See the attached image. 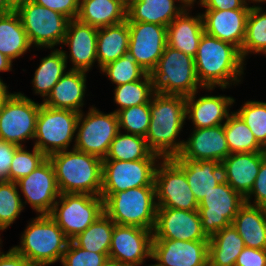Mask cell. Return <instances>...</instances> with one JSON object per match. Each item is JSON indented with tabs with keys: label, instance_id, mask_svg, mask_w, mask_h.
I'll return each instance as SVG.
<instances>
[{
	"label": "cell",
	"instance_id": "obj_58",
	"mask_svg": "<svg viewBox=\"0 0 266 266\" xmlns=\"http://www.w3.org/2000/svg\"><path fill=\"white\" fill-rule=\"evenodd\" d=\"M5 100L6 99H0V114H1V111H2V108H3Z\"/></svg>",
	"mask_w": 266,
	"mask_h": 266
},
{
	"label": "cell",
	"instance_id": "obj_43",
	"mask_svg": "<svg viewBox=\"0 0 266 266\" xmlns=\"http://www.w3.org/2000/svg\"><path fill=\"white\" fill-rule=\"evenodd\" d=\"M236 113L250 128L256 140L266 146V102L247 101Z\"/></svg>",
	"mask_w": 266,
	"mask_h": 266
},
{
	"label": "cell",
	"instance_id": "obj_39",
	"mask_svg": "<svg viewBox=\"0 0 266 266\" xmlns=\"http://www.w3.org/2000/svg\"><path fill=\"white\" fill-rule=\"evenodd\" d=\"M251 52L266 55V12L261 6H252L246 23V34L240 53L245 61Z\"/></svg>",
	"mask_w": 266,
	"mask_h": 266
},
{
	"label": "cell",
	"instance_id": "obj_5",
	"mask_svg": "<svg viewBox=\"0 0 266 266\" xmlns=\"http://www.w3.org/2000/svg\"><path fill=\"white\" fill-rule=\"evenodd\" d=\"M155 187H138L111 194L104 201V212L117 225L154 230L157 201Z\"/></svg>",
	"mask_w": 266,
	"mask_h": 266
},
{
	"label": "cell",
	"instance_id": "obj_23",
	"mask_svg": "<svg viewBox=\"0 0 266 266\" xmlns=\"http://www.w3.org/2000/svg\"><path fill=\"white\" fill-rule=\"evenodd\" d=\"M265 159L264 152H243L229 154L222 162L223 180L246 198Z\"/></svg>",
	"mask_w": 266,
	"mask_h": 266
},
{
	"label": "cell",
	"instance_id": "obj_30",
	"mask_svg": "<svg viewBox=\"0 0 266 266\" xmlns=\"http://www.w3.org/2000/svg\"><path fill=\"white\" fill-rule=\"evenodd\" d=\"M77 19L97 29L127 20V7L118 0H80Z\"/></svg>",
	"mask_w": 266,
	"mask_h": 266
},
{
	"label": "cell",
	"instance_id": "obj_42",
	"mask_svg": "<svg viewBox=\"0 0 266 266\" xmlns=\"http://www.w3.org/2000/svg\"><path fill=\"white\" fill-rule=\"evenodd\" d=\"M119 130H127L128 134H135L145 137L149 130L151 113L150 104L132 106L123 110H118Z\"/></svg>",
	"mask_w": 266,
	"mask_h": 266
},
{
	"label": "cell",
	"instance_id": "obj_35",
	"mask_svg": "<svg viewBox=\"0 0 266 266\" xmlns=\"http://www.w3.org/2000/svg\"><path fill=\"white\" fill-rule=\"evenodd\" d=\"M67 58L65 51L54 49L47 57L41 59L32 80L36 94L47 98L53 87L65 74Z\"/></svg>",
	"mask_w": 266,
	"mask_h": 266
},
{
	"label": "cell",
	"instance_id": "obj_44",
	"mask_svg": "<svg viewBox=\"0 0 266 266\" xmlns=\"http://www.w3.org/2000/svg\"><path fill=\"white\" fill-rule=\"evenodd\" d=\"M24 147L20 146L15 151L9 171V181L17 182L26 177L48 158L35 146L32 152L25 150Z\"/></svg>",
	"mask_w": 266,
	"mask_h": 266
},
{
	"label": "cell",
	"instance_id": "obj_37",
	"mask_svg": "<svg viewBox=\"0 0 266 266\" xmlns=\"http://www.w3.org/2000/svg\"><path fill=\"white\" fill-rule=\"evenodd\" d=\"M224 123V132L230 154L243 152H263V146L256 140L243 119L231 112Z\"/></svg>",
	"mask_w": 266,
	"mask_h": 266
},
{
	"label": "cell",
	"instance_id": "obj_33",
	"mask_svg": "<svg viewBox=\"0 0 266 266\" xmlns=\"http://www.w3.org/2000/svg\"><path fill=\"white\" fill-rule=\"evenodd\" d=\"M31 46L17 12L0 15V52L13 60L22 56Z\"/></svg>",
	"mask_w": 266,
	"mask_h": 266
},
{
	"label": "cell",
	"instance_id": "obj_16",
	"mask_svg": "<svg viewBox=\"0 0 266 266\" xmlns=\"http://www.w3.org/2000/svg\"><path fill=\"white\" fill-rule=\"evenodd\" d=\"M153 231L138 226L114 225L108 259L139 266L151 258Z\"/></svg>",
	"mask_w": 266,
	"mask_h": 266
},
{
	"label": "cell",
	"instance_id": "obj_47",
	"mask_svg": "<svg viewBox=\"0 0 266 266\" xmlns=\"http://www.w3.org/2000/svg\"><path fill=\"white\" fill-rule=\"evenodd\" d=\"M251 195H254V204H251ZM245 202L254 205L266 207V159H264L260 165L259 173L254 181L253 187L245 198Z\"/></svg>",
	"mask_w": 266,
	"mask_h": 266
},
{
	"label": "cell",
	"instance_id": "obj_26",
	"mask_svg": "<svg viewBox=\"0 0 266 266\" xmlns=\"http://www.w3.org/2000/svg\"><path fill=\"white\" fill-rule=\"evenodd\" d=\"M86 89V72L81 70L67 71L53 87L43 105L55 109H68L82 112Z\"/></svg>",
	"mask_w": 266,
	"mask_h": 266
},
{
	"label": "cell",
	"instance_id": "obj_40",
	"mask_svg": "<svg viewBox=\"0 0 266 266\" xmlns=\"http://www.w3.org/2000/svg\"><path fill=\"white\" fill-rule=\"evenodd\" d=\"M16 182H0V231L7 229L23 211Z\"/></svg>",
	"mask_w": 266,
	"mask_h": 266
},
{
	"label": "cell",
	"instance_id": "obj_36",
	"mask_svg": "<svg viewBox=\"0 0 266 266\" xmlns=\"http://www.w3.org/2000/svg\"><path fill=\"white\" fill-rule=\"evenodd\" d=\"M115 222L104 212L72 241L82 249L109 253Z\"/></svg>",
	"mask_w": 266,
	"mask_h": 266
},
{
	"label": "cell",
	"instance_id": "obj_21",
	"mask_svg": "<svg viewBox=\"0 0 266 266\" xmlns=\"http://www.w3.org/2000/svg\"><path fill=\"white\" fill-rule=\"evenodd\" d=\"M249 11L250 9L205 10L201 14L204 32L241 50Z\"/></svg>",
	"mask_w": 266,
	"mask_h": 266
},
{
	"label": "cell",
	"instance_id": "obj_31",
	"mask_svg": "<svg viewBox=\"0 0 266 266\" xmlns=\"http://www.w3.org/2000/svg\"><path fill=\"white\" fill-rule=\"evenodd\" d=\"M244 248L242 237L230 224L209 238L208 266H235L236 259Z\"/></svg>",
	"mask_w": 266,
	"mask_h": 266
},
{
	"label": "cell",
	"instance_id": "obj_46",
	"mask_svg": "<svg viewBox=\"0 0 266 266\" xmlns=\"http://www.w3.org/2000/svg\"><path fill=\"white\" fill-rule=\"evenodd\" d=\"M33 2L58 12L70 20L77 19L80 0H32Z\"/></svg>",
	"mask_w": 266,
	"mask_h": 266
},
{
	"label": "cell",
	"instance_id": "obj_38",
	"mask_svg": "<svg viewBox=\"0 0 266 266\" xmlns=\"http://www.w3.org/2000/svg\"><path fill=\"white\" fill-rule=\"evenodd\" d=\"M155 93L154 84L150 74H146L142 79L115 87L114 101L119 105L118 110H123L141 104H150V100Z\"/></svg>",
	"mask_w": 266,
	"mask_h": 266
},
{
	"label": "cell",
	"instance_id": "obj_4",
	"mask_svg": "<svg viewBox=\"0 0 266 266\" xmlns=\"http://www.w3.org/2000/svg\"><path fill=\"white\" fill-rule=\"evenodd\" d=\"M69 241L50 215H38L22 234L21 245L13 249L34 266H47L61 262Z\"/></svg>",
	"mask_w": 266,
	"mask_h": 266
},
{
	"label": "cell",
	"instance_id": "obj_52",
	"mask_svg": "<svg viewBox=\"0 0 266 266\" xmlns=\"http://www.w3.org/2000/svg\"><path fill=\"white\" fill-rule=\"evenodd\" d=\"M12 60L0 52V72H8L11 70Z\"/></svg>",
	"mask_w": 266,
	"mask_h": 266
},
{
	"label": "cell",
	"instance_id": "obj_54",
	"mask_svg": "<svg viewBox=\"0 0 266 266\" xmlns=\"http://www.w3.org/2000/svg\"><path fill=\"white\" fill-rule=\"evenodd\" d=\"M8 87L5 83L0 79V99H6L11 93H8Z\"/></svg>",
	"mask_w": 266,
	"mask_h": 266
},
{
	"label": "cell",
	"instance_id": "obj_9",
	"mask_svg": "<svg viewBox=\"0 0 266 266\" xmlns=\"http://www.w3.org/2000/svg\"><path fill=\"white\" fill-rule=\"evenodd\" d=\"M80 113L73 148L105 159L111 142L119 130L118 116L114 111L104 114L92 107L84 116ZM80 127V128H79Z\"/></svg>",
	"mask_w": 266,
	"mask_h": 266
},
{
	"label": "cell",
	"instance_id": "obj_32",
	"mask_svg": "<svg viewBox=\"0 0 266 266\" xmlns=\"http://www.w3.org/2000/svg\"><path fill=\"white\" fill-rule=\"evenodd\" d=\"M128 45L129 26L127 21L99 28L97 34V62L100 69L128 54Z\"/></svg>",
	"mask_w": 266,
	"mask_h": 266
},
{
	"label": "cell",
	"instance_id": "obj_34",
	"mask_svg": "<svg viewBox=\"0 0 266 266\" xmlns=\"http://www.w3.org/2000/svg\"><path fill=\"white\" fill-rule=\"evenodd\" d=\"M161 157L153 153L145 137L135 134H122L119 131L110 144L109 151L103 160L135 161L157 160Z\"/></svg>",
	"mask_w": 266,
	"mask_h": 266
},
{
	"label": "cell",
	"instance_id": "obj_51",
	"mask_svg": "<svg viewBox=\"0 0 266 266\" xmlns=\"http://www.w3.org/2000/svg\"><path fill=\"white\" fill-rule=\"evenodd\" d=\"M0 266H34L13 248L5 254L0 251Z\"/></svg>",
	"mask_w": 266,
	"mask_h": 266
},
{
	"label": "cell",
	"instance_id": "obj_56",
	"mask_svg": "<svg viewBox=\"0 0 266 266\" xmlns=\"http://www.w3.org/2000/svg\"><path fill=\"white\" fill-rule=\"evenodd\" d=\"M104 266H126V265L108 260Z\"/></svg>",
	"mask_w": 266,
	"mask_h": 266
},
{
	"label": "cell",
	"instance_id": "obj_7",
	"mask_svg": "<svg viewBox=\"0 0 266 266\" xmlns=\"http://www.w3.org/2000/svg\"><path fill=\"white\" fill-rule=\"evenodd\" d=\"M80 113L68 109H55L43 104L36 120L35 147L47 157L68 150L75 136Z\"/></svg>",
	"mask_w": 266,
	"mask_h": 266
},
{
	"label": "cell",
	"instance_id": "obj_45",
	"mask_svg": "<svg viewBox=\"0 0 266 266\" xmlns=\"http://www.w3.org/2000/svg\"><path fill=\"white\" fill-rule=\"evenodd\" d=\"M108 254L90 252L70 240L61 263L63 266H104L109 260Z\"/></svg>",
	"mask_w": 266,
	"mask_h": 266
},
{
	"label": "cell",
	"instance_id": "obj_49",
	"mask_svg": "<svg viewBox=\"0 0 266 266\" xmlns=\"http://www.w3.org/2000/svg\"><path fill=\"white\" fill-rule=\"evenodd\" d=\"M235 266H266V250L245 247L238 255Z\"/></svg>",
	"mask_w": 266,
	"mask_h": 266
},
{
	"label": "cell",
	"instance_id": "obj_19",
	"mask_svg": "<svg viewBox=\"0 0 266 266\" xmlns=\"http://www.w3.org/2000/svg\"><path fill=\"white\" fill-rule=\"evenodd\" d=\"M209 240L152 239L154 266H208Z\"/></svg>",
	"mask_w": 266,
	"mask_h": 266
},
{
	"label": "cell",
	"instance_id": "obj_11",
	"mask_svg": "<svg viewBox=\"0 0 266 266\" xmlns=\"http://www.w3.org/2000/svg\"><path fill=\"white\" fill-rule=\"evenodd\" d=\"M158 160H103L101 198L138 187H155L154 176Z\"/></svg>",
	"mask_w": 266,
	"mask_h": 266
},
{
	"label": "cell",
	"instance_id": "obj_14",
	"mask_svg": "<svg viewBox=\"0 0 266 266\" xmlns=\"http://www.w3.org/2000/svg\"><path fill=\"white\" fill-rule=\"evenodd\" d=\"M244 203L245 198L223 180L199 202L198 212L205 234L210 238L232 224Z\"/></svg>",
	"mask_w": 266,
	"mask_h": 266
},
{
	"label": "cell",
	"instance_id": "obj_29",
	"mask_svg": "<svg viewBox=\"0 0 266 266\" xmlns=\"http://www.w3.org/2000/svg\"><path fill=\"white\" fill-rule=\"evenodd\" d=\"M232 225L242 237L245 247L266 250V207L245 202Z\"/></svg>",
	"mask_w": 266,
	"mask_h": 266
},
{
	"label": "cell",
	"instance_id": "obj_27",
	"mask_svg": "<svg viewBox=\"0 0 266 266\" xmlns=\"http://www.w3.org/2000/svg\"><path fill=\"white\" fill-rule=\"evenodd\" d=\"M188 10L185 8L167 26V45L195 58L204 25L201 14L192 17Z\"/></svg>",
	"mask_w": 266,
	"mask_h": 266
},
{
	"label": "cell",
	"instance_id": "obj_24",
	"mask_svg": "<svg viewBox=\"0 0 266 266\" xmlns=\"http://www.w3.org/2000/svg\"><path fill=\"white\" fill-rule=\"evenodd\" d=\"M170 159L185 173L198 203L223 181L222 166L216 160Z\"/></svg>",
	"mask_w": 266,
	"mask_h": 266
},
{
	"label": "cell",
	"instance_id": "obj_60",
	"mask_svg": "<svg viewBox=\"0 0 266 266\" xmlns=\"http://www.w3.org/2000/svg\"><path fill=\"white\" fill-rule=\"evenodd\" d=\"M252 2H258V3H260V2H266V0H251Z\"/></svg>",
	"mask_w": 266,
	"mask_h": 266
},
{
	"label": "cell",
	"instance_id": "obj_1",
	"mask_svg": "<svg viewBox=\"0 0 266 266\" xmlns=\"http://www.w3.org/2000/svg\"><path fill=\"white\" fill-rule=\"evenodd\" d=\"M195 61L196 76L201 87L210 90L216 85L221 89L231 82L239 83L243 74L244 60L240 50L223 40L204 32L200 38Z\"/></svg>",
	"mask_w": 266,
	"mask_h": 266
},
{
	"label": "cell",
	"instance_id": "obj_28",
	"mask_svg": "<svg viewBox=\"0 0 266 266\" xmlns=\"http://www.w3.org/2000/svg\"><path fill=\"white\" fill-rule=\"evenodd\" d=\"M133 0L127 7V22H146L168 26L185 8L186 0ZM184 3V4H183Z\"/></svg>",
	"mask_w": 266,
	"mask_h": 266
},
{
	"label": "cell",
	"instance_id": "obj_15",
	"mask_svg": "<svg viewBox=\"0 0 266 266\" xmlns=\"http://www.w3.org/2000/svg\"><path fill=\"white\" fill-rule=\"evenodd\" d=\"M128 26V54L150 74L167 46V27L146 22H128Z\"/></svg>",
	"mask_w": 266,
	"mask_h": 266
},
{
	"label": "cell",
	"instance_id": "obj_55",
	"mask_svg": "<svg viewBox=\"0 0 266 266\" xmlns=\"http://www.w3.org/2000/svg\"><path fill=\"white\" fill-rule=\"evenodd\" d=\"M12 10L6 5L5 0H0V15L7 14Z\"/></svg>",
	"mask_w": 266,
	"mask_h": 266
},
{
	"label": "cell",
	"instance_id": "obj_57",
	"mask_svg": "<svg viewBox=\"0 0 266 266\" xmlns=\"http://www.w3.org/2000/svg\"><path fill=\"white\" fill-rule=\"evenodd\" d=\"M118 1H120L126 7H128L133 0H118Z\"/></svg>",
	"mask_w": 266,
	"mask_h": 266
},
{
	"label": "cell",
	"instance_id": "obj_18",
	"mask_svg": "<svg viewBox=\"0 0 266 266\" xmlns=\"http://www.w3.org/2000/svg\"><path fill=\"white\" fill-rule=\"evenodd\" d=\"M153 239L199 241L209 237L203 231L198 210L157 208Z\"/></svg>",
	"mask_w": 266,
	"mask_h": 266
},
{
	"label": "cell",
	"instance_id": "obj_53",
	"mask_svg": "<svg viewBox=\"0 0 266 266\" xmlns=\"http://www.w3.org/2000/svg\"><path fill=\"white\" fill-rule=\"evenodd\" d=\"M30 0H5L6 5L12 10L17 11L20 7L24 6Z\"/></svg>",
	"mask_w": 266,
	"mask_h": 266
},
{
	"label": "cell",
	"instance_id": "obj_41",
	"mask_svg": "<svg viewBox=\"0 0 266 266\" xmlns=\"http://www.w3.org/2000/svg\"><path fill=\"white\" fill-rule=\"evenodd\" d=\"M101 71L117 86L138 81L147 74L129 54L106 64Z\"/></svg>",
	"mask_w": 266,
	"mask_h": 266
},
{
	"label": "cell",
	"instance_id": "obj_10",
	"mask_svg": "<svg viewBox=\"0 0 266 266\" xmlns=\"http://www.w3.org/2000/svg\"><path fill=\"white\" fill-rule=\"evenodd\" d=\"M31 45L53 48L62 43L70 19L32 0L17 11Z\"/></svg>",
	"mask_w": 266,
	"mask_h": 266
},
{
	"label": "cell",
	"instance_id": "obj_6",
	"mask_svg": "<svg viewBox=\"0 0 266 266\" xmlns=\"http://www.w3.org/2000/svg\"><path fill=\"white\" fill-rule=\"evenodd\" d=\"M150 75L155 92L160 94L187 97L201 86L194 58L168 45Z\"/></svg>",
	"mask_w": 266,
	"mask_h": 266
},
{
	"label": "cell",
	"instance_id": "obj_22",
	"mask_svg": "<svg viewBox=\"0 0 266 266\" xmlns=\"http://www.w3.org/2000/svg\"><path fill=\"white\" fill-rule=\"evenodd\" d=\"M98 29L80 22L78 19L69 21L65 38L61 44L70 47L71 70L88 72L97 60Z\"/></svg>",
	"mask_w": 266,
	"mask_h": 266
},
{
	"label": "cell",
	"instance_id": "obj_61",
	"mask_svg": "<svg viewBox=\"0 0 266 266\" xmlns=\"http://www.w3.org/2000/svg\"><path fill=\"white\" fill-rule=\"evenodd\" d=\"M263 152H264L265 159H266V146L263 148Z\"/></svg>",
	"mask_w": 266,
	"mask_h": 266
},
{
	"label": "cell",
	"instance_id": "obj_59",
	"mask_svg": "<svg viewBox=\"0 0 266 266\" xmlns=\"http://www.w3.org/2000/svg\"><path fill=\"white\" fill-rule=\"evenodd\" d=\"M186 1L188 2L189 6H191L190 8H192L196 0H186Z\"/></svg>",
	"mask_w": 266,
	"mask_h": 266
},
{
	"label": "cell",
	"instance_id": "obj_13",
	"mask_svg": "<svg viewBox=\"0 0 266 266\" xmlns=\"http://www.w3.org/2000/svg\"><path fill=\"white\" fill-rule=\"evenodd\" d=\"M160 163L154 176L157 208L198 210L199 203L189 187L185 173L170 158L162 159Z\"/></svg>",
	"mask_w": 266,
	"mask_h": 266
},
{
	"label": "cell",
	"instance_id": "obj_17",
	"mask_svg": "<svg viewBox=\"0 0 266 266\" xmlns=\"http://www.w3.org/2000/svg\"><path fill=\"white\" fill-rule=\"evenodd\" d=\"M25 202L39 213L49 215L60 196L54 167L47 158L39 167L17 182Z\"/></svg>",
	"mask_w": 266,
	"mask_h": 266
},
{
	"label": "cell",
	"instance_id": "obj_8",
	"mask_svg": "<svg viewBox=\"0 0 266 266\" xmlns=\"http://www.w3.org/2000/svg\"><path fill=\"white\" fill-rule=\"evenodd\" d=\"M103 213L104 200L101 196L62 193L49 215L72 240Z\"/></svg>",
	"mask_w": 266,
	"mask_h": 266
},
{
	"label": "cell",
	"instance_id": "obj_48",
	"mask_svg": "<svg viewBox=\"0 0 266 266\" xmlns=\"http://www.w3.org/2000/svg\"><path fill=\"white\" fill-rule=\"evenodd\" d=\"M19 147L0 139V182L9 181V171L13 156Z\"/></svg>",
	"mask_w": 266,
	"mask_h": 266
},
{
	"label": "cell",
	"instance_id": "obj_20",
	"mask_svg": "<svg viewBox=\"0 0 266 266\" xmlns=\"http://www.w3.org/2000/svg\"><path fill=\"white\" fill-rule=\"evenodd\" d=\"M229 154L223 124L209 128H194L191 137L184 141L180 153L172 158L216 160L221 163Z\"/></svg>",
	"mask_w": 266,
	"mask_h": 266
},
{
	"label": "cell",
	"instance_id": "obj_50",
	"mask_svg": "<svg viewBox=\"0 0 266 266\" xmlns=\"http://www.w3.org/2000/svg\"><path fill=\"white\" fill-rule=\"evenodd\" d=\"M199 1L200 5L202 7H205L206 10L251 9V6L250 7L248 6L247 0H199Z\"/></svg>",
	"mask_w": 266,
	"mask_h": 266
},
{
	"label": "cell",
	"instance_id": "obj_3",
	"mask_svg": "<svg viewBox=\"0 0 266 266\" xmlns=\"http://www.w3.org/2000/svg\"><path fill=\"white\" fill-rule=\"evenodd\" d=\"M60 194H90L100 196L102 188V159L81 152L59 151L48 156Z\"/></svg>",
	"mask_w": 266,
	"mask_h": 266
},
{
	"label": "cell",
	"instance_id": "obj_12",
	"mask_svg": "<svg viewBox=\"0 0 266 266\" xmlns=\"http://www.w3.org/2000/svg\"><path fill=\"white\" fill-rule=\"evenodd\" d=\"M40 105L22 93H11L0 114V139L18 146L34 139Z\"/></svg>",
	"mask_w": 266,
	"mask_h": 266
},
{
	"label": "cell",
	"instance_id": "obj_25",
	"mask_svg": "<svg viewBox=\"0 0 266 266\" xmlns=\"http://www.w3.org/2000/svg\"><path fill=\"white\" fill-rule=\"evenodd\" d=\"M196 94L197 92L185 97L186 117L192 119L195 128L223 125L222 120L228 119L229 107L235 103L234 98L219 95L196 99Z\"/></svg>",
	"mask_w": 266,
	"mask_h": 266
},
{
	"label": "cell",
	"instance_id": "obj_2",
	"mask_svg": "<svg viewBox=\"0 0 266 266\" xmlns=\"http://www.w3.org/2000/svg\"><path fill=\"white\" fill-rule=\"evenodd\" d=\"M150 113L149 130L145 136L149 149L161 159L177 156L184 143V140L175 139L187 118L185 97L155 92L150 100Z\"/></svg>",
	"mask_w": 266,
	"mask_h": 266
}]
</instances>
